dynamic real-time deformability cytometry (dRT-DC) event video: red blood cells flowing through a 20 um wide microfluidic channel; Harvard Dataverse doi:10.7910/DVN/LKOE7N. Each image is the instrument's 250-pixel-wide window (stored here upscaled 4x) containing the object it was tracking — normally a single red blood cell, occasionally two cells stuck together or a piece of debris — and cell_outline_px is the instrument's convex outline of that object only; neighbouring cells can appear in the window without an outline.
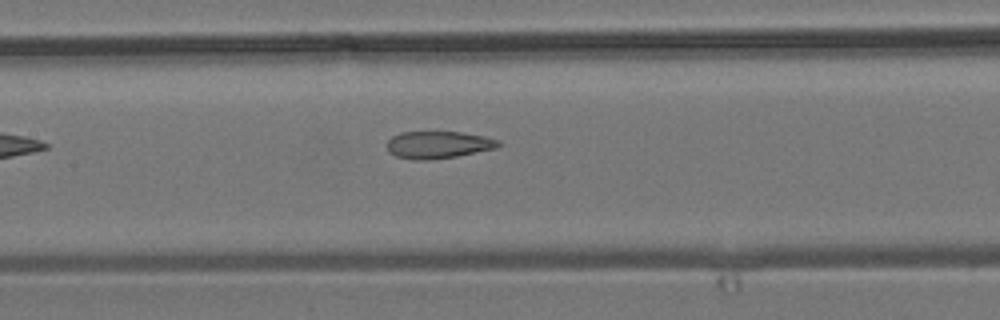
{"species": "common noctule bat (a hibernating species)", "species_latin": "Nyctalus noctula", "temperature_condition": "room temperature", "stored_images_in_passage": 6, "segment_of_instrument_passage": [1, 2], "camera_frame_rate_fps": 3000, "um_per_image_px": 0.085, "animal": {"sex": "male", "body_mass_g": 19.2, "forearm_length_mm": 51.8}, "frame": {"image": 1, "passage_image": 5, "time_ms": 5.0, "image_size_px": [1000, 320], "cell_outline_px": [[500, 144], [496, 148], [456, 156], [432, 160], [412, 160], [396, 156], [388, 148], [388, 140], [392, 136], [400, 132], [460, 132], [484, 136], [500, 140]], "centroid_in_image_um": [37.25, 12.31], "position_along_channel_um": 170.1, "area_um2": 17.57}}